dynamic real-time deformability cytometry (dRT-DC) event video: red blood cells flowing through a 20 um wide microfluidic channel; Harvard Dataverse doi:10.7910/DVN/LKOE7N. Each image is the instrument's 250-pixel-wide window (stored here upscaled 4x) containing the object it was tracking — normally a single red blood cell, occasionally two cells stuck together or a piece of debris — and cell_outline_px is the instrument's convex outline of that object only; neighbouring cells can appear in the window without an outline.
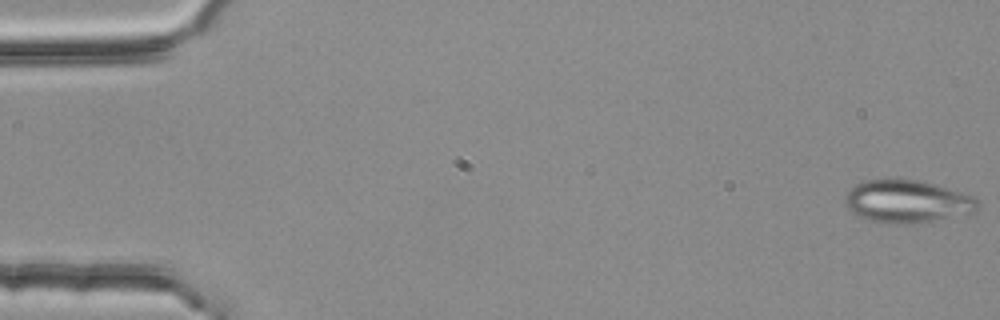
{"species": "common noctule bat (a hibernating species)", "species_latin": "Nyctalus noctula", "temperature_condition": "room temperature", "stored_images_in_passage": 5, "camera_frame_rate_fps": 3000, "um_per_image_px": 0.085, "animal": {"sex": "female", "body_mass_g": 25.1}, "frame": {"image": 1, "passage_image": 1, "time_ms": 0.0, "image_size_px": [1000, 320], "cell_outline_px": [[980, 208], [976, 212], [916, 224], [888, 224], [872, 220], [860, 216], [852, 212], [844, 204], [844, 196], [856, 184], [864, 180], [884, 176], [900, 176], [924, 180], [964, 192], [980, 200]], "centroid_in_image_um": [77.14, 17.07], "position_along_channel_um": 7.9, "area_um2": 34.51}}